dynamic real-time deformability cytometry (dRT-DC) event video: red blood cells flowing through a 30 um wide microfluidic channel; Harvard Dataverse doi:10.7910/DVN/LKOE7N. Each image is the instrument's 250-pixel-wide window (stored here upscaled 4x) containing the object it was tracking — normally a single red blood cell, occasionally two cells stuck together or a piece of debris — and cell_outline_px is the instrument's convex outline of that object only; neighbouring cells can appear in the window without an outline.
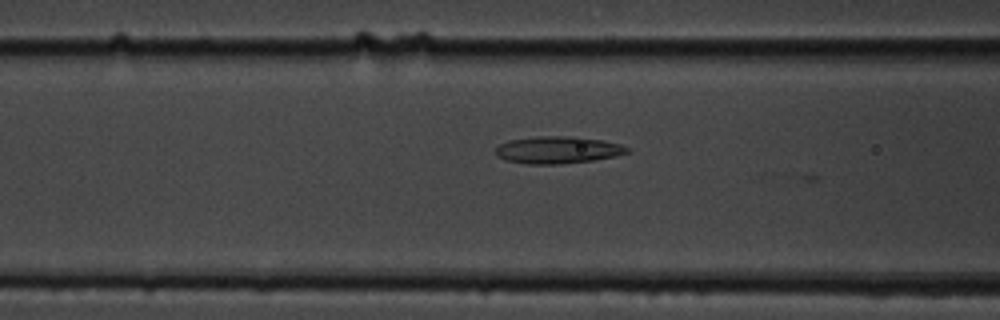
{"species": "common noctule bat (a hibernating species)", "species_latin": "Nyctalus noctula", "temperature_condition": "cold", "stored_images_in_passage": 12, "camera_frame_rate_fps": 3000, "um_per_image_px": 0.085, "animal": {"sex": "male", "body_mass_g": 19.5, "forearm_length_mm": 54.6}, "frame": {"image": 1, "passage_image": 10, "time_ms": 3.0, "image_size_px": [1000, 320], "cell_outline_px": [[632, 152], [616, 156], [592, 160], [560, 164], [528, 164], [504, 160], [496, 156], [496, 148], [500, 144], [508, 140], [536, 136], [564, 136], [604, 140], [620, 144], [628, 148]], "centroid_in_image_um": [47.4, 12.74], "position_along_channel_um": 119.2, "area_um2": 20.87}}